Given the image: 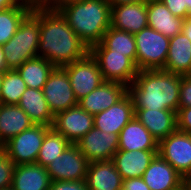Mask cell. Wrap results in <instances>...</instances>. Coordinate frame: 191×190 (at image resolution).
<instances>
[{"label": "cell", "mask_w": 191, "mask_h": 190, "mask_svg": "<svg viewBox=\"0 0 191 190\" xmlns=\"http://www.w3.org/2000/svg\"><path fill=\"white\" fill-rule=\"evenodd\" d=\"M40 37L37 57L63 67L86 56L90 49L59 10L39 6Z\"/></svg>", "instance_id": "cell-1"}, {"label": "cell", "mask_w": 191, "mask_h": 190, "mask_svg": "<svg viewBox=\"0 0 191 190\" xmlns=\"http://www.w3.org/2000/svg\"><path fill=\"white\" fill-rule=\"evenodd\" d=\"M181 76L164 71L140 70L128 86L134 109L179 110Z\"/></svg>", "instance_id": "cell-2"}, {"label": "cell", "mask_w": 191, "mask_h": 190, "mask_svg": "<svg viewBox=\"0 0 191 190\" xmlns=\"http://www.w3.org/2000/svg\"><path fill=\"white\" fill-rule=\"evenodd\" d=\"M58 10L89 49L102 41L111 26V6L107 0L73 1Z\"/></svg>", "instance_id": "cell-3"}, {"label": "cell", "mask_w": 191, "mask_h": 190, "mask_svg": "<svg viewBox=\"0 0 191 190\" xmlns=\"http://www.w3.org/2000/svg\"><path fill=\"white\" fill-rule=\"evenodd\" d=\"M39 37V6H35L20 23L15 35L2 45L7 70L17 69L25 61L37 57Z\"/></svg>", "instance_id": "cell-4"}, {"label": "cell", "mask_w": 191, "mask_h": 190, "mask_svg": "<svg viewBox=\"0 0 191 190\" xmlns=\"http://www.w3.org/2000/svg\"><path fill=\"white\" fill-rule=\"evenodd\" d=\"M138 70L163 69L168 56L170 38L147 26L134 34Z\"/></svg>", "instance_id": "cell-5"}, {"label": "cell", "mask_w": 191, "mask_h": 190, "mask_svg": "<svg viewBox=\"0 0 191 190\" xmlns=\"http://www.w3.org/2000/svg\"><path fill=\"white\" fill-rule=\"evenodd\" d=\"M89 52L96 59L104 81L119 82L128 87L139 72L131 58L113 53L102 42L93 45Z\"/></svg>", "instance_id": "cell-6"}, {"label": "cell", "mask_w": 191, "mask_h": 190, "mask_svg": "<svg viewBox=\"0 0 191 190\" xmlns=\"http://www.w3.org/2000/svg\"><path fill=\"white\" fill-rule=\"evenodd\" d=\"M50 126L34 124L3 144L2 150L15 165L36 163L42 141Z\"/></svg>", "instance_id": "cell-7"}, {"label": "cell", "mask_w": 191, "mask_h": 190, "mask_svg": "<svg viewBox=\"0 0 191 190\" xmlns=\"http://www.w3.org/2000/svg\"><path fill=\"white\" fill-rule=\"evenodd\" d=\"M77 101L84 98L103 82V76L96 59L89 52L83 58L63 66Z\"/></svg>", "instance_id": "cell-8"}, {"label": "cell", "mask_w": 191, "mask_h": 190, "mask_svg": "<svg viewBox=\"0 0 191 190\" xmlns=\"http://www.w3.org/2000/svg\"><path fill=\"white\" fill-rule=\"evenodd\" d=\"M158 155L184 178L191 175V134L171 133L158 142Z\"/></svg>", "instance_id": "cell-9"}, {"label": "cell", "mask_w": 191, "mask_h": 190, "mask_svg": "<svg viewBox=\"0 0 191 190\" xmlns=\"http://www.w3.org/2000/svg\"><path fill=\"white\" fill-rule=\"evenodd\" d=\"M89 161L75 144H70L56 160L46 166L52 181H83Z\"/></svg>", "instance_id": "cell-10"}, {"label": "cell", "mask_w": 191, "mask_h": 190, "mask_svg": "<svg viewBox=\"0 0 191 190\" xmlns=\"http://www.w3.org/2000/svg\"><path fill=\"white\" fill-rule=\"evenodd\" d=\"M42 90L54 115L78 105L69 76L63 67L53 69Z\"/></svg>", "instance_id": "cell-11"}, {"label": "cell", "mask_w": 191, "mask_h": 190, "mask_svg": "<svg viewBox=\"0 0 191 190\" xmlns=\"http://www.w3.org/2000/svg\"><path fill=\"white\" fill-rule=\"evenodd\" d=\"M94 127V116L79 105L54 115L52 128L61 133L71 144L86 135Z\"/></svg>", "instance_id": "cell-12"}, {"label": "cell", "mask_w": 191, "mask_h": 190, "mask_svg": "<svg viewBox=\"0 0 191 190\" xmlns=\"http://www.w3.org/2000/svg\"><path fill=\"white\" fill-rule=\"evenodd\" d=\"M89 162L111 160L118 151V134L93 127L75 144Z\"/></svg>", "instance_id": "cell-13"}, {"label": "cell", "mask_w": 191, "mask_h": 190, "mask_svg": "<svg viewBox=\"0 0 191 190\" xmlns=\"http://www.w3.org/2000/svg\"><path fill=\"white\" fill-rule=\"evenodd\" d=\"M134 102L129 93L105 111L94 115V127L99 131L118 134L134 117Z\"/></svg>", "instance_id": "cell-14"}, {"label": "cell", "mask_w": 191, "mask_h": 190, "mask_svg": "<svg viewBox=\"0 0 191 190\" xmlns=\"http://www.w3.org/2000/svg\"><path fill=\"white\" fill-rule=\"evenodd\" d=\"M128 93V87L119 82L104 81L88 95L78 101V105L91 115L105 111L120 101Z\"/></svg>", "instance_id": "cell-15"}, {"label": "cell", "mask_w": 191, "mask_h": 190, "mask_svg": "<svg viewBox=\"0 0 191 190\" xmlns=\"http://www.w3.org/2000/svg\"><path fill=\"white\" fill-rule=\"evenodd\" d=\"M147 26V2L111 6V27L136 34Z\"/></svg>", "instance_id": "cell-16"}, {"label": "cell", "mask_w": 191, "mask_h": 190, "mask_svg": "<svg viewBox=\"0 0 191 190\" xmlns=\"http://www.w3.org/2000/svg\"><path fill=\"white\" fill-rule=\"evenodd\" d=\"M150 190H176L183 185L184 177L158 154L142 175Z\"/></svg>", "instance_id": "cell-17"}, {"label": "cell", "mask_w": 191, "mask_h": 190, "mask_svg": "<svg viewBox=\"0 0 191 190\" xmlns=\"http://www.w3.org/2000/svg\"><path fill=\"white\" fill-rule=\"evenodd\" d=\"M158 150H118L111 159L122 179L142 177Z\"/></svg>", "instance_id": "cell-18"}, {"label": "cell", "mask_w": 191, "mask_h": 190, "mask_svg": "<svg viewBox=\"0 0 191 190\" xmlns=\"http://www.w3.org/2000/svg\"><path fill=\"white\" fill-rule=\"evenodd\" d=\"M134 116L159 142L177 130V112L171 110L134 109Z\"/></svg>", "instance_id": "cell-19"}, {"label": "cell", "mask_w": 191, "mask_h": 190, "mask_svg": "<svg viewBox=\"0 0 191 190\" xmlns=\"http://www.w3.org/2000/svg\"><path fill=\"white\" fill-rule=\"evenodd\" d=\"M85 182L88 190H122L123 185L112 160L89 162Z\"/></svg>", "instance_id": "cell-20"}, {"label": "cell", "mask_w": 191, "mask_h": 190, "mask_svg": "<svg viewBox=\"0 0 191 190\" xmlns=\"http://www.w3.org/2000/svg\"><path fill=\"white\" fill-rule=\"evenodd\" d=\"M51 178L46 167L37 163L16 165L11 188L13 190H49Z\"/></svg>", "instance_id": "cell-21"}, {"label": "cell", "mask_w": 191, "mask_h": 190, "mask_svg": "<svg viewBox=\"0 0 191 190\" xmlns=\"http://www.w3.org/2000/svg\"><path fill=\"white\" fill-rule=\"evenodd\" d=\"M162 70L180 76L191 75V42L183 31L170 38L168 56Z\"/></svg>", "instance_id": "cell-22"}, {"label": "cell", "mask_w": 191, "mask_h": 190, "mask_svg": "<svg viewBox=\"0 0 191 190\" xmlns=\"http://www.w3.org/2000/svg\"><path fill=\"white\" fill-rule=\"evenodd\" d=\"M118 150H158V141L134 116L118 135Z\"/></svg>", "instance_id": "cell-23"}, {"label": "cell", "mask_w": 191, "mask_h": 190, "mask_svg": "<svg viewBox=\"0 0 191 190\" xmlns=\"http://www.w3.org/2000/svg\"><path fill=\"white\" fill-rule=\"evenodd\" d=\"M148 26L172 38L183 30L185 19L174 16L160 0L147 1Z\"/></svg>", "instance_id": "cell-24"}, {"label": "cell", "mask_w": 191, "mask_h": 190, "mask_svg": "<svg viewBox=\"0 0 191 190\" xmlns=\"http://www.w3.org/2000/svg\"><path fill=\"white\" fill-rule=\"evenodd\" d=\"M33 125L34 122L18 105L0 103V149L9 139Z\"/></svg>", "instance_id": "cell-25"}, {"label": "cell", "mask_w": 191, "mask_h": 190, "mask_svg": "<svg viewBox=\"0 0 191 190\" xmlns=\"http://www.w3.org/2000/svg\"><path fill=\"white\" fill-rule=\"evenodd\" d=\"M17 105L23 109L34 124L52 127L54 114L44 97L43 90L27 88Z\"/></svg>", "instance_id": "cell-26"}, {"label": "cell", "mask_w": 191, "mask_h": 190, "mask_svg": "<svg viewBox=\"0 0 191 190\" xmlns=\"http://www.w3.org/2000/svg\"><path fill=\"white\" fill-rule=\"evenodd\" d=\"M55 66L42 57L25 61L16 70L21 75L27 88L42 90Z\"/></svg>", "instance_id": "cell-27"}, {"label": "cell", "mask_w": 191, "mask_h": 190, "mask_svg": "<svg viewBox=\"0 0 191 190\" xmlns=\"http://www.w3.org/2000/svg\"><path fill=\"white\" fill-rule=\"evenodd\" d=\"M32 9V5L20 2L0 12V45H4L15 35L20 23Z\"/></svg>", "instance_id": "cell-28"}, {"label": "cell", "mask_w": 191, "mask_h": 190, "mask_svg": "<svg viewBox=\"0 0 191 190\" xmlns=\"http://www.w3.org/2000/svg\"><path fill=\"white\" fill-rule=\"evenodd\" d=\"M113 53L125 54L136 63V42L134 34L109 27L101 41Z\"/></svg>", "instance_id": "cell-29"}, {"label": "cell", "mask_w": 191, "mask_h": 190, "mask_svg": "<svg viewBox=\"0 0 191 190\" xmlns=\"http://www.w3.org/2000/svg\"><path fill=\"white\" fill-rule=\"evenodd\" d=\"M70 144L61 133L51 127L42 141L36 163L46 167L56 160Z\"/></svg>", "instance_id": "cell-30"}, {"label": "cell", "mask_w": 191, "mask_h": 190, "mask_svg": "<svg viewBox=\"0 0 191 190\" xmlns=\"http://www.w3.org/2000/svg\"><path fill=\"white\" fill-rule=\"evenodd\" d=\"M26 89V83L16 69L4 71L0 103L5 105H17Z\"/></svg>", "instance_id": "cell-31"}, {"label": "cell", "mask_w": 191, "mask_h": 190, "mask_svg": "<svg viewBox=\"0 0 191 190\" xmlns=\"http://www.w3.org/2000/svg\"><path fill=\"white\" fill-rule=\"evenodd\" d=\"M15 166L11 158L0 149V189L11 187Z\"/></svg>", "instance_id": "cell-32"}, {"label": "cell", "mask_w": 191, "mask_h": 190, "mask_svg": "<svg viewBox=\"0 0 191 190\" xmlns=\"http://www.w3.org/2000/svg\"><path fill=\"white\" fill-rule=\"evenodd\" d=\"M191 107V75L181 76L179 108Z\"/></svg>", "instance_id": "cell-33"}, {"label": "cell", "mask_w": 191, "mask_h": 190, "mask_svg": "<svg viewBox=\"0 0 191 190\" xmlns=\"http://www.w3.org/2000/svg\"><path fill=\"white\" fill-rule=\"evenodd\" d=\"M171 13L179 18L187 19L191 15L188 13L186 0H160Z\"/></svg>", "instance_id": "cell-34"}, {"label": "cell", "mask_w": 191, "mask_h": 190, "mask_svg": "<svg viewBox=\"0 0 191 190\" xmlns=\"http://www.w3.org/2000/svg\"><path fill=\"white\" fill-rule=\"evenodd\" d=\"M177 130L191 134V107H181L177 112Z\"/></svg>", "instance_id": "cell-35"}, {"label": "cell", "mask_w": 191, "mask_h": 190, "mask_svg": "<svg viewBox=\"0 0 191 190\" xmlns=\"http://www.w3.org/2000/svg\"><path fill=\"white\" fill-rule=\"evenodd\" d=\"M49 190H88L83 181H52Z\"/></svg>", "instance_id": "cell-36"}, {"label": "cell", "mask_w": 191, "mask_h": 190, "mask_svg": "<svg viewBox=\"0 0 191 190\" xmlns=\"http://www.w3.org/2000/svg\"><path fill=\"white\" fill-rule=\"evenodd\" d=\"M122 190H150L142 177L124 179Z\"/></svg>", "instance_id": "cell-37"}, {"label": "cell", "mask_w": 191, "mask_h": 190, "mask_svg": "<svg viewBox=\"0 0 191 190\" xmlns=\"http://www.w3.org/2000/svg\"><path fill=\"white\" fill-rule=\"evenodd\" d=\"M73 1H80V0H48L43 7L58 10L63 5L73 2Z\"/></svg>", "instance_id": "cell-38"}, {"label": "cell", "mask_w": 191, "mask_h": 190, "mask_svg": "<svg viewBox=\"0 0 191 190\" xmlns=\"http://www.w3.org/2000/svg\"><path fill=\"white\" fill-rule=\"evenodd\" d=\"M20 2V0H0V12L12 6H16Z\"/></svg>", "instance_id": "cell-39"}, {"label": "cell", "mask_w": 191, "mask_h": 190, "mask_svg": "<svg viewBox=\"0 0 191 190\" xmlns=\"http://www.w3.org/2000/svg\"><path fill=\"white\" fill-rule=\"evenodd\" d=\"M110 6L128 4V3H138V2H147L148 0H107Z\"/></svg>", "instance_id": "cell-40"}, {"label": "cell", "mask_w": 191, "mask_h": 190, "mask_svg": "<svg viewBox=\"0 0 191 190\" xmlns=\"http://www.w3.org/2000/svg\"><path fill=\"white\" fill-rule=\"evenodd\" d=\"M183 33L189 38L191 42V16L185 19L183 24Z\"/></svg>", "instance_id": "cell-41"}, {"label": "cell", "mask_w": 191, "mask_h": 190, "mask_svg": "<svg viewBox=\"0 0 191 190\" xmlns=\"http://www.w3.org/2000/svg\"><path fill=\"white\" fill-rule=\"evenodd\" d=\"M6 61L4 57V51H3V46L0 45V72L6 71Z\"/></svg>", "instance_id": "cell-42"}, {"label": "cell", "mask_w": 191, "mask_h": 190, "mask_svg": "<svg viewBox=\"0 0 191 190\" xmlns=\"http://www.w3.org/2000/svg\"><path fill=\"white\" fill-rule=\"evenodd\" d=\"M21 2L28 3L35 6H43L48 0H20Z\"/></svg>", "instance_id": "cell-43"}, {"label": "cell", "mask_w": 191, "mask_h": 190, "mask_svg": "<svg viewBox=\"0 0 191 190\" xmlns=\"http://www.w3.org/2000/svg\"><path fill=\"white\" fill-rule=\"evenodd\" d=\"M183 185L185 190H191V175L184 178Z\"/></svg>", "instance_id": "cell-44"}, {"label": "cell", "mask_w": 191, "mask_h": 190, "mask_svg": "<svg viewBox=\"0 0 191 190\" xmlns=\"http://www.w3.org/2000/svg\"><path fill=\"white\" fill-rule=\"evenodd\" d=\"M188 13L191 15V0H186Z\"/></svg>", "instance_id": "cell-45"}, {"label": "cell", "mask_w": 191, "mask_h": 190, "mask_svg": "<svg viewBox=\"0 0 191 190\" xmlns=\"http://www.w3.org/2000/svg\"><path fill=\"white\" fill-rule=\"evenodd\" d=\"M2 80H3V72H0V94H1Z\"/></svg>", "instance_id": "cell-46"}, {"label": "cell", "mask_w": 191, "mask_h": 190, "mask_svg": "<svg viewBox=\"0 0 191 190\" xmlns=\"http://www.w3.org/2000/svg\"><path fill=\"white\" fill-rule=\"evenodd\" d=\"M176 190H185V187H184V185H182L180 188H178Z\"/></svg>", "instance_id": "cell-47"}, {"label": "cell", "mask_w": 191, "mask_h": 190, "mask_svg": "<svg viewBox=\"0 0 191 190\" xmlns=\"http://www.w3.org/2000/svg\"><path fill=\"white\" fill-rule=\"evenodd\" d=\"M0 190H13L11 187L5 188V189H0Z\"/></svg>", "instance_id": "cell-48"}]
</instances>
